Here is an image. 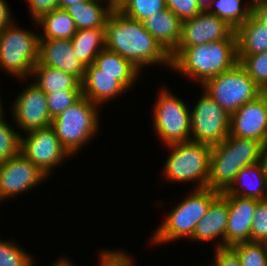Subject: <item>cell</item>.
<instances>
[{
    "label": "cell",
    "instance_id": "8",
    "mask_svg": "<svg viewBox=\"0 0 267 266\" xmlns=\"http://www.w3.org/2000/svg\"><path fill=\"white\" fill-rule=\"evenodd\" d=\"M200 86L230 114L263 93L239 63Z\"/></svg>",
    "mask_w": 267,
    "mask_h": 266
},
{
    "label": "cell",
    "instance_id": "43",
    "mask_svg": "<svg viewBox=\"0 0 267 266\" xmlns=\"http://www.w3.org/2000/svg\"><path fill=\"white\" fill-rule=\"evenodd\" d=\"M83 1L87 0H58V8L66 9L68 6L75 5Z\"/></svg>",
    "mask_w": 267,
    "mask_h": 266
},
{
    "label": "cell",
    "instance_id": "34",
    "mask_svg": "<svg viewBox=\"0 0 267 266\" xmlns=\"http://www.w3.org/2000/svg\"><path fill=\"white\" fill-rule=\"evenodd\" d=\"M83 96L82 90H63L46 93L48 112L51 118L57 117Z\"/></svg>",
    "mask_w": 267,
    "mask_h": 266
},
{
    "label": "cell",
    "instance_id": "36",
    "mask_svg": "<svg viewBox=\"0 0 267 266\" xmlns=\"http://www.w3.org/2000/svg\"><path fill=\"white\" fill-rule=\"evenodd\" d=\"M166 8L171 10L182 22L194 18L202 10L196 0H165Z\"/></svg>",
    "mask_w": 267,
    "mask_h": 266
},
{
    "label": "cell",
    "instance_id": "19",
    "mask_svg": "<svg viewBox=\"0 0 267 266\" xmlns=\"http://www.w3.org/2000/svg\"><path fill=\"white\" fill-rule=\"evenodd\" d=\"M81 87L83 96L98 106L127 92L119 82V75L99 73V69L94 64L86 67Z\"/></svg>",
    "mask_w": 267,
    "mask_h": 266
},
{
    "label": "cell",
    "instance_id": "17",
    "mask_svg": "<svg viewBox=\"0 0 267 266\" xmlns=\"http://www.w3.org/2000/svg\"><path fill=\"white\" fill-rule=\"evenodd\" d=\"M257 199L228 195L229 216L225 232V247L250 241L251 223Z\"/></svg>",
    "mask_w": 267,
    "mask_h": 266
},
{
    "label": "cell",
    "instance_id": "42",
    "mask_svg": "<svg viewBox=\"0 0 267 266\" xmlns=\"http://www.w3.org/2000/svg\"><path fill=\"white\" fill-rule=\"evenodd\" d=\"M260 164L267 175V140L262 143L261 155H260Z\"/></svg>",
    "mask_w": 267,
    "mask_h": 266
},
{
    "label": "cell",
    "instance_id": "7",
    "mask_svg": "<svg viewBox=\"0 0 267 266\" xmlns=\"http://www.w3.org/2000/svg\"><path fill=\"white\" fill-rule=\"evenodd\" d=\"M14 23L0 32V68L11 76L27 80L33 77L31 74L38 61L40 33L25 30Z\"/></svg>",
    "mask_w": 267,
    "mask_h": 266
},
{
    "label": "cell",
    "instance_id": "20",
    "mask_svg": "<svg viewBox=\"0 0 267 266\" xmlns=\"http://www.w3.org/2000/svg\"><path fill=\"white\" fill-rule=\"evenodd\" d=\"M145 29L171 55L178 46L182 21L168 8L142 21Z\"/></svg>",
    "mask_w": 267,
    "mask_h": 266
},
{
    "label": "cell",
    "instance_id": "2",
    "mask_svg": "<svg viewBox=\"0 0 267 266\" xmlns=\"http://www.w3.org/2000/svg\"><path fill=\"white\" fill-rule=\"evenodd\" d=\"M171 69L203 85L238 63L237 39L227 38L191 47H177L170 55Z\"/></svg>",
    "mask_w": 267,
    "mask_h": 266
},
{
    "label": "cell",
    "instance_id": "22",
    "mask_svg": "<svg viewBox=\"0 0 267 266\" xmlns=\"http://www.w3.org/2000/svg\"><path fill=\"white\" fill-rule=\"evenodd\" d=\"M237 55H252L267 51V26L253 14L235 29Z\"/></svg>",
    "mask_w": 267,
    "mask_h": 266
},
{
    "label": "cell",
    "instance_id": "4",
    "mask_svg": "<svg viewBox=\"0 0 267 266\" xmlns=\"http://www.w3.org/2000/svg\"><path fill=\"white\" fill-rule=\"evenodd\" d=\"M220 192L211 188L194 189L167 214L161 225L156 228L150 242L154 245L176 241L180 238L191 239L198 221L206 214L211 202Z\"/></svg>",
    "mask_w": 267,
    "mask_h": 266
},
{
    "label": "cell",
    "instance_id": "3",
    "mask_svg": "<svg viewBox=\"0 0 267 266\" xmlns=\"http://www.w3.org/2000/svg\"><path fill=\"white\" fill-rule=\"evenodd\" d=\"M261 148L260 141L230 134L212 146L208 188L220 193L227 191L242 168L260 162Z\"/></svg>",
    "mask_w": 267,
    "mask_h": 266
},
{
    "label": "cell",
    "instance_id": "10",
    "mask_svg": "<svg viewBox=\"0 0 267 266\" xmlns=\"http://www.w3.org/2000/svg\"><path fill=\"white\" fill-rule=\"evenodd\" d=\"M203 92L190 111L191 141L214 146L229 136L231 114Z\"/></svg>",
    "mask_w": 267,
    "mask_h": 266
},
{
    "label": "cell",
    "instance_id": "39",
    "mask_svg": "<svg viewBox=\"0 0 267 266\" xmlns=\"http://www.w3.org/2000/svg\"><path fill=\"white\" fill-rule=\"evenodd\" d=\"M33 21L58 8V0H26Z\"/></svg>",
    "mask_w": 267,
    "mask_h": 266
},
{
    "label": "cell",
    "instance_id": "41",
    "mask_svg": "<svg viewBox=\"0 0 267 266\" xmlns=\"http://www.w3.org/2000/svg\"><path fill=\"white\" fill-rule=\"evenodd\" d=\"M11 15L6 0H0V32L8 25L15 22Z\"/></svg>",
    "mask_w": 267,
    "mask_h": 266
},
{
    "label": "cell",
    "instance_id": "32",
    "mask_svg": "<svg viewBox=\"0 0 267 266\" xmlns=\"http://www.w3.org/2000/svg\"><path fill=\"white\" fill-rule=\"evenodd\" d=\"M32 254L20 248L15 241L0 239V266H33Z\"/></svg>",
    "mask_w": 267,
    "mask_h": 266
},
{
    "label": "cell",
    "instance_id": "13",
    "mask_svg": "<svg viewBox=\"0 0 267 266\" xmlns=\"http://www.w3.org/2000/svg\"><path fill=\"white\" fill-rule=\"evenodd\" d=\"M27 84L14 98L11 110L18 129L25 133L51 126L52 123L46 93L33 82Z\"/></svg>",
    "mask_w": 267,
    "mask_h": 266
},
{
    "label": "cell",
    "instance_id": "46",
    "mask_svg": "<svg viewBox=\"0 0 267 266\" xmlns=\"http://www.w3.org/2000/svg\"><path fill=\"white\" fill-rule=\"evenodd\" d=\"M96 1H100L103 3L105 2V4L109 5L112 9L118 8L117 0H96Z\"/></svg>",
    "mask_w": 267,
    "mask_h": 266
},
{
    "label": "cell",
    "instance_id": "27",
    "mask_svg": "<svg viewBox=\"0 0 267 266\" xmlns=\"http://www.w3.org/2000/svg\"><path fill=\"white\" fill-rule=\"evenodd\" d=\"M43 29L40 39H71L77 29L70 14L61 8H56L43 14L35 21Z\"/></svg>",
    "mask_w": 267,
    "mask_h": 266
},
{
    "label": "cell",
    "instance_id": "14",
    "mask_svg": "<svg viewBox=\"0 0 267 266\" xmlns=\"http://www.w3.org/2000/svg\"><path fill=\"white\" fill-rule=\"evenodd\" d=\"M227 38H236L235 29L217 15L202 10L194 18L182 22L177 47H191Z\"/></svg>",
    "mask_w": 267,
    "mask_h": 266
},
{
    "label": "cell",
    "instance_id": "9",
    "mask_svg": "<svg viewBox=\"0 0 267 266\" xmlns=\"http://www.w3.org/2000/svg\"><path fill=\"white\" fill-rule=\"evenodd\" d=\"M165 89L158 94L153 107V129L164 145L191 141L189 107Z\"/></svg>",
    "mask_w": 267,
    "mask_h": 266
},
{
    "label": "cell",
    "instance_id": "21",
    "mask_svg": "<svg viewBox=\"0 0 267 266\" xmlns=\"http://www.w3.org/2000/svg\"><path fill=\"white\" fill-rule=\"evenodd\" d=\"M226 195H236L243 198L263 200L267 198V175L260 162L242 168L235 181L224 192Z\"/></svg>",
    "mask_w": 267,
    "mask_h": 266
},
{
    "label": "cell",
    "instance_id": "26",
    "mask_svg": "<svg viewBox=\"0 0 267 266\" xmlns=\"http://www.w3.org/2000/svg\"><path fill=\"white\" fill-rule=\"evenodd\" d=\"M36 84L45 93L63 90H82L81 82L62 70L36 63L32 74Z\"/></svg>",
    "mask_w": 267,
    "mask_h": 266
},
{
    "label": "cell",
    "instance_id": "23",
    "mask_svg": "<svg viewBox=\"0 0 267 266\" xmlns=\"http://www.w3.org/2000/svg\"><path fill=\"white\" fill-rule=\"evenodd\" d=\"M104 5L106 4L100 1L87 0L68 6L65 10L72 17L77 30L105 28L113 9Z\"/></svg>",
    "mask_w": 267,
    "mask_h": 266
},
{
    "label": "cell",
    "instance_id": "37",
    "mask_svg": "<svg viewBox=\"0 0 267 266\" xmlns=\"http://www.w3.org/2000/svg\"><path fill=\"white\" fill-rule=\"evenodd\" d=\"M99 255L98 266H135L133 265L132 255H128L123 250H105Z\"/></svg>",
    "mask_w": 267,
    "mask_h": 266
},
{
    "label": "cell",
    "instance_id": "12",
    "mask_svg": "<svg viewBox=\"0 0 267 266\" xmlns=\"http://www.w3.org/2000/svg\"><path fill=\"white\" fill-rule=\"evenodd\" d=\"M45 178V179H44ZM48 177L20 152L0 163V200L28 192Z\"/></svg>",
    "mask_w": 267,
    "mask_h": 266
},
{
    "label": "cell",
    "instance_id": "18",
    "mask_svg": "<svg viewBox=\"0 0 267 266\" xmlns=\"http://www.w3.org/2000/svg\"><path fill=\"white\" fill-rule=\"evenodd\" d=\"M228 216V195L222 192L211 202L206 214L198 221L190 240L206 242L220 237L216 249L224 248Z\"/></svg>",
    "mask_w": 267,
    "mask_h": 266
},
{
    "label": "cell",
    "instance_id": "11",
    "mask_svg": "<svg viewBox=\"0 0 267 266\" xmlns=\"http://www.w3.org/2000/svg\"><path fill=\"white\" fill-rule=\"evenodd\" d=\"M26 134L20 135V153L47 177L51 175L55 166L62 165L63 160L70 156L52 126L35 129Z\"/></svg>",
    "mask_w": 267,
    "mask_h": 266
},
{
    "label": "cell",
    "instance_id": "28",
    "mask_svg": "<svg viewBox=\"0 0 267 266\" xmlns=\"http://www.w3.org/2000/svg\"><path fill=\"white\" fill-rule=\"evenodd\" d=\"M243 2L244 6H243ZM207 11L226 21L234 29L252 14V2L242 0H213Z\"/></svg>",
    "mask_w": 267,
    "mask_h": 266
},
{
    "label": "cell",
    "instance_id": "5",
    "mask_svg": "<svg viewBox=\"0 0 267 266\" xmlns=\"http://www.w3.org/2000/svg\"><path fill=\"white\" fill-rule=\"evenodd\" d=\"M97 104L82 96L72 106L52 119L56 136L70 155H74L94 138L99 129Z\"/></svg>",
    "mask_w": 267,
    "mask_h": 266
},
{
    "label": "cell",
    "instance_id": "45",
    "mask_svg": "<svg viewBox=\"0 0 267 266\" xmlns=\"http://www.w3.org/2000/svg\"><path fill=\"white\" fill-rule=\"evenodd\" d=\"M213 0H196V3L201 10H207Z\"/></svg>",
    "mask_w": 267,
    "mask_h": 266
},
{
    "label": "cell",
    "instance_id": "35",
    "mask_svg": "<svg viewBox=\"0 0 267 266\" xmlns=\"http://www.w3.org/2000/svg\"><path fill=\"white\" fill-rule=\"evenodd\" d=\"M251 242H267V198L257 200L250 231Z\"/></svg>",
    "mask_w": 267,
    "mask_h": 266
},
{
    "label": "cell",
    "instance_id": "48",
    "mask_svg": "<svg viewBox=\"0 0 267 266\" xmlns=\"http://www.w3.org/2000/svg\"><path fill=\"white\" fill-rule=\"evenodd\" d=\"M263 93L266 95L267 97V88L263 91Z\"/></svg>",
    "mask_w": 267,
    "mask_h": 266
},
{
    "label": "cell",
    "instance_id": "1",
    "mask_svg": "<svg viewBox=\"0 0 267 266\" xmlns=\"http://www.w3.org/2000/svg\"><path fill=\"white\" fill-rule=\"evenodd\" d=\"M105 48L129 60L141 72L145 66L166 64L171 56L145 29L141 21L113 9L105 26Z\"/></svg>",
    "mask_w": 267,
    "mask_h": 266
},
{
    "label": "cell",
    "instance_id": "40",
    "mask_svg": "<svg viewBox=\"0 0 267 266\" xmlns=\"http://www.w3.org/2000/svg\"><path fill=\"white\" fill-rule=\"evenodd\" d=\"M252 14L267 26V0H256L252 2Z\"/></svg>",
    "mask_w": 267,
    "mask_h": 266
},
{
    "label": "cell",
    "instance_id": "24",
    "mask_svg": "<svg viewBox=\"0 0 267 266\" xmlns=\"http://www.w3.org/2000/svg\"><path fill=\"white\" fill-rule=\"evenodd\" d=\"M93 64L99 69V73L119 75V82L127 90L132 88L140 76V71L129 60L106 48L97 55Z\"/></svg>",
    "mask_w": 267,
    "mask_h": 266
},
{
    "label": "cell",
    "instance_id": "25",
    "mask_svg": "<svg viewBox=\"0 0 267 266\" xmlns=\"http://www.w3.org/2000/svg\"><path fill=\"white\" fill-rule=\"evenodd\" d=\"M70 40L77 59L87 67L105 49V28L77 30Z\"/></svg>",
    "mask_w": 267,
    "mask_h": 266
},
{
    "label": "cell",
    "instance_id": "44",
    "mask_svg": "<svg viewBox=\"0 0 267 266\" xmlns=\"http://www.w3.org/2000/svg\"><path fill=\"white\" fill-rule=\"evenodd\" d=\"M51 266H74V264L70 260L68 261L67 258H60L57 262L51 264Z\"/></svg>",
    "mask_w": 267,
    "mask_h": 266
},
{
    "label": "cell",
    "instance_id": "47",
    "mask_svg": "<svg viewBox=\"0 0 267 266\" xmlns=\"http://www.w3.org/2000/svg\"><path fill=\"white\" fill-rule=\"evenodd\" d=\"M1 93V92H0ZM3 105H2V100H1V96H0V118L4 115L3 113V111H4V109H3V107H2Z\"/></svg>",
    "mask_w": 267,
    "mask_h": 266
},
{
    "label": "cell",
    "instance_id": "31",
    "mask_svg": "<svg viewBox=\"0 0 267 266\" xmlns=\"http://www.w3.org/2000/svg\"><path fill=\"white\" fill-rule=\"evenodd\" d=\"M238 63L264 91L267 88V51L252 55H237Z\"/></svg>",
    "mask_w": 267,
    "mask_h": 266
},
{
    "label": "cell",
    "instance_id": "38",
    "mask_svg": "<svg viewBox=\"0 0 267 266\" xmlns=\"http://www.w3.org/2000/svg\"><path fill=\"white\" fill-rule=\"evenodd\" d=\"M215 250L214 262L209 266H241L236 253L230 247Z\"/></svg>",
    "mask_w": 267,
    "mask_h": 266
},
{
    "label": "cell",
    "instance_id": "33",
    "mask_svg": "<svg viewBox=\"0 0 267 266\" xmlns=\"http://www.w3.org/2000/svg\"><path fill=\"white\" fill-rule=\"evenodd\" d=\"M20 133L6 123L4 116L0 118V163L20 152Z\"/></svg>",
    "mask_w": 267,
    "mask_h": 266
},
{
    "label": "cell",
    "instance_id": "16",
    "mask_svg": "<svg viewBox=\"0 0 267 266\" xmlns=\"http://www.w3.org/2000/svg\"><path fill=\"white\" fill-rule=\"evenodd\" d=\"M37 63L69 73L80 82L85 76L86 66L74 54L70 39H39Z\"/></svg>",
    "mask_w": 267,
    "mask_h": 266
},
{
    "label": "cell",
    "instance_id": "15",
    "mask_svg": "<svg viewBox=\"0 0 267 266\" xmlns=\"http://www.w3.org/2000/svg\"><path fill=\"white\" fill-rule=\"evenodd\" d=\"M229 134L262 143L267 140V97L264 93L231 114Z\"/></svg>",
    "mask_w": 267,
    "mask_h": 266
},
{
    "label": "cell",
    "instance_id": "30",
    "mask_svg": "<svg viewBox=\"0 0 267 266\" xmlns=\"http://www.w3.org/2000/svg\"><path fill=\"white\" fill-rule=\"evenodd\" d=\"M240 260L241 266H267V244L243 242L230 247Z\"/></svg>",
    "mask_w": 267,
    "mask_h": 266
},
{
    "label": "cell",
    "instance_id": "6",
    "mask_svg": "<svg viewBox=\"0 0 267 266\" xmlns=\"http://www.w3.org/2000/svg\"><path fill=\"white\" fill-rule=\"evenodd\" d=\"M166 146L171 152L164 165V178L180 183L196 182L194 189L208 187L212 146L193 141Z\"/></svg>",
    "mask_w": 267,
    "mask_h": 266
},
{
    "label": "cell",
    "instance_id": "49",
    "mask_svg": "<svg viewBox=\"0 0 267 266\" xmlns=\"http://www.w3.org/2000/svg\"><path fill=\"white\" fill-rule=\"evenodd\" d=\"M123 0H117V4L119 5Z\"/></svg>",
    "mask_w": 267,
    "mask_h": 266
},
{
    "label": "cell",
    "instance_id": "29",
    "mask_svg": "<svg viewBox=\"0 0 267 266\" xmlns=\"http://www.w3.org/2000/svg\"><path fill=\"white\" fill-rule=\"evenodd\" d=\"M165 8V0H123L117 9L124 15L142 22Z\"/></svg>",
    "mask_w": 267,
    "mask_h": 266
}]
</instances>
